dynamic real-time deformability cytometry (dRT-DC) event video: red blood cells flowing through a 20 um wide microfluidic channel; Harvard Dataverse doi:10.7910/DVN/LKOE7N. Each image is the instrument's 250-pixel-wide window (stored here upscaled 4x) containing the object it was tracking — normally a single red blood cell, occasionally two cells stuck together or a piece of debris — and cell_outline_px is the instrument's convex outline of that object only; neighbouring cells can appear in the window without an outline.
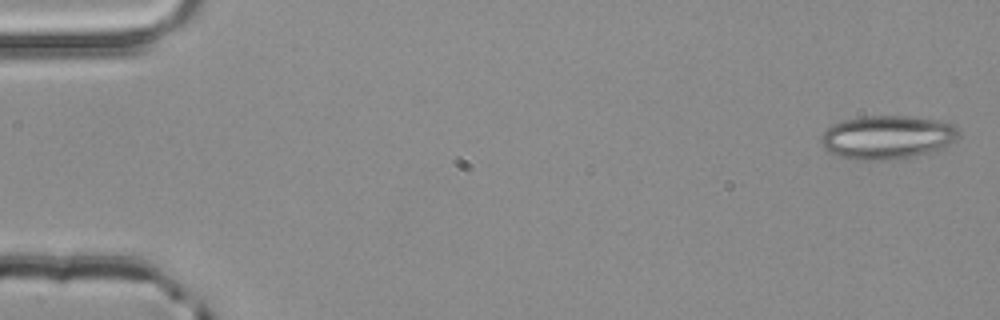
{"species": "common noctule bat (a hibernating species)", "species_latin": "Nyctalus noctula", "temperature_condition": "room temperature", "stored_images_in_passage": 53, "camera_frame_rate_fps": 3000, "um_per_image_px": 0.085, "animal": {"sex": "male", "body_mass_g": 20.4}, "frame": {"image": 1, "passage_image": 1, "time_ms": 0.0, "image_size_px": [1000, 320], "cell_outline_px": [[960, 136], [936, 152], [888, 160], [856, 160], [840, 156], [828, 152], [824, 148], [820, 140], [820, 136], [832, 124], [844, 120], [864, 116], [916, 116], [936, 120], [952, 124], [960, 132]], "centroid_in_image_um": [75.42, 11.67], "position_along_channel_um": 9.6, "area_um2": 35.14}}
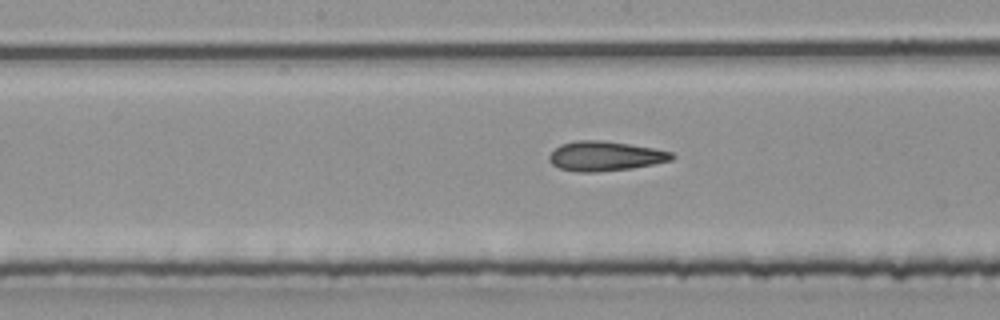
{"frame": {"image": 2, "passage_image": 27, "time_ms": 8.667, "image_size_px": [1000, 320], "cell_outline_px": [[676, 156], [672, 160], [632, 168], [596, 172], [576, 172], [560, 168], [552, 164], [548, 160], [548, 156], [560, 144], [576, 140], [604, 140], [652, 148], [672, 152]], "centroid_in_image_um": [51.41, 13.26], "position_along_channel_um": 196.8, "area_um2": 21.15}}
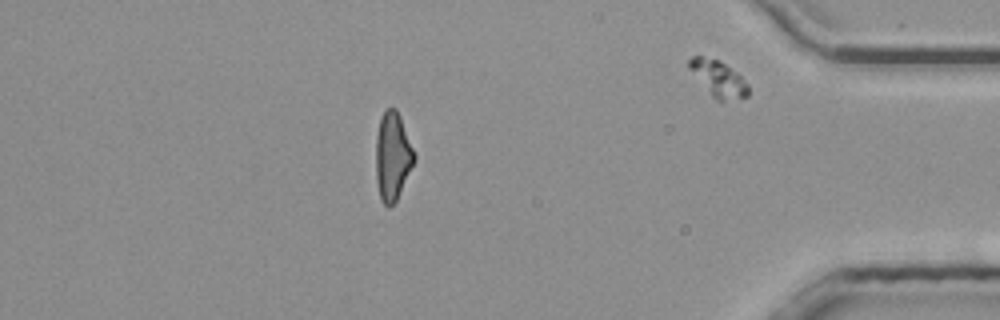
{"frame": {"image": 3, "passage_image": 46, "time_ms": 15.0, "image_size_px": [1000, 320], "cell_outline_px": [[416, 160], [396, 200], [388, 208], [380, 200], [376, 180], [376, 136], [380, 116], [384, 108], [396, 108], [400, 116], [416, 152]], "centroid_in_image_um": [33.37, 13.25], "position_along_channel_um": 401.8, "area_um2": 20.11}, "authors_computed_cell_mechanics": {"area_um2": 21.097, "velocity_mm_per_s": 3.9255, "shape_relaxation_time_tau1_ms": null, "shape_relaxation_time_tau2_ms": 3.5454, "deformation_change_tau1": null, "deformation_change_tau2": 0.1414}}